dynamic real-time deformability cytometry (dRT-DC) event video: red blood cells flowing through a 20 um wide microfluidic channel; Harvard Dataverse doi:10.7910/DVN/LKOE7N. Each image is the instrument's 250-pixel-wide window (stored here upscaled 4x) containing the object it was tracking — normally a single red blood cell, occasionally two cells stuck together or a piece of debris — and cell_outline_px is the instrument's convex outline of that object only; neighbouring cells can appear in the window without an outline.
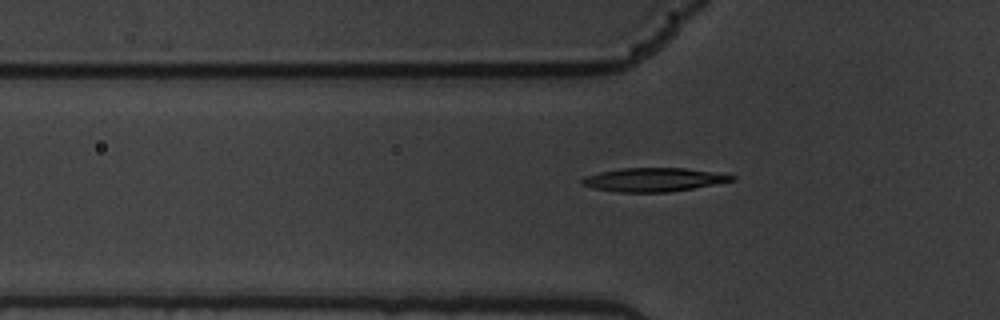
{"species": "common noctule bat (a hibernating species)", "species_latin": "Nyctalus noctula", "temperature_condition": "warm", "stored_images_in_passage": 45, "segment_of_instrument_passage": [1, 2], "camera_frame_rate_fps": 3000, "um_per_image_px": 0.085, "animal": {"sex": "male", "body_mass_g": 19.5, "forearm_length_mm": 54.6}, "frame": {"image": 1, "passage_image": 4, "time_ms": 1.0, "image_size_px": [1000, 320], "cell_outline_px": [[736, 180], [692, 188], [668, 192], [620, 192], [596, 188], [580, 184], [580, 180], [584, 176], [600, 172], [620, 168], [684, 168], [712, 172], [736, 176]], "centroid_in_image_um": [55.52, 15.27], "position_along_channel_um": 70.3, "area_um2": 20.4}}
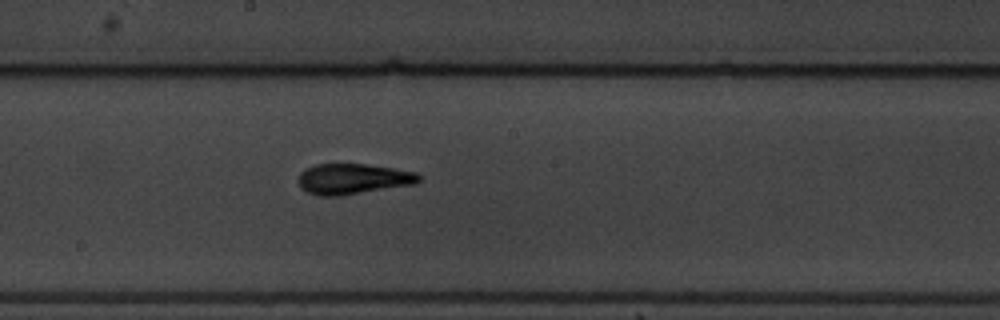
{"frame": {"image": 2, "passage_image": 17, "time_ms": 5.333, "image_size_px": [1000, 320], "cell_outline_px": [[420, 180], [416, 184], [340, 196], [320, 196], [308, 192], [300, 188], [296, 180], [300, 172], [304, 168], [316, 164], [364, 164], [396, 168], [416, 172], [420, 176]], "centroid_in_image_um": [29.97, 15.21], "position_along_channel_um": 218.2, "area_um2": 21.79}}
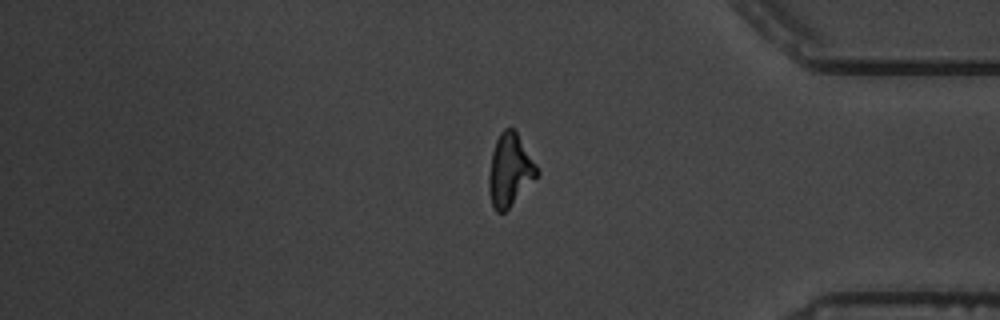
{"frame": {"image": 3, "passage_image": 34, "time_ms": 11.0, "image_size_px": [1000, 320], "cell_outline_px": [[540, 172], [508, 208], [504, 212], [496, 212], [492, 208], [488, 188], [488, 176], [492, 152], [496, 140], [500, 132], [504, 128], [512, 128], [516, 132], [536, 164]], "centroid_in_image_um": [43.3, 14.46], "position_along_channel_um": 391.9, "area_um2": 20.0}}